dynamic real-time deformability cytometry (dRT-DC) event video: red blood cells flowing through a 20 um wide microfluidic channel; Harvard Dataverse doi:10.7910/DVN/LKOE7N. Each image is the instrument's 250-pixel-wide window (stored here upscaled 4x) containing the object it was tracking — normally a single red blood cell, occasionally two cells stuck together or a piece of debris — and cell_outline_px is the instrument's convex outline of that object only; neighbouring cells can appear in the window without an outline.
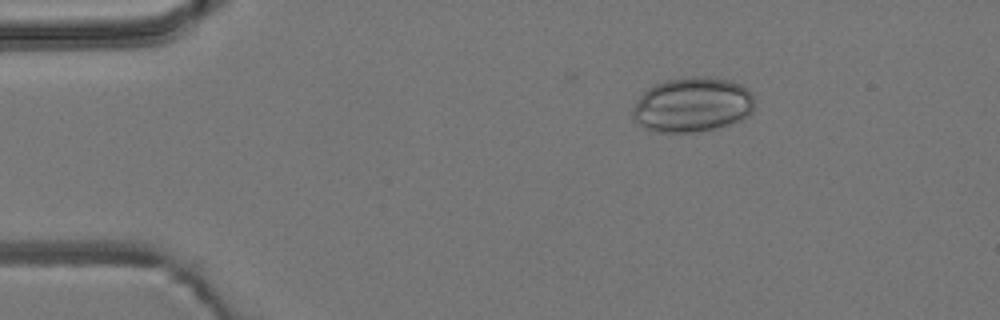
{"species": "common noctule bat (a hibernating species)", "species_latin": "Nyctalus noctula", "temperature_condition": "room temperature", "stored_images_in_passage": 4, "camera_frame_rate_fps": 3000, "um_per_image_px": 0.085, "animal": {"sex": "male", "body_mass_g": 19.2, "forearm_length_mm": 51.8}, "frame": {"image": 1, "passage_image": 2, "time_ms": 1.333, "image_size_px": [1000, 320], "cell_outline_px": [[752, 112], [748, 116], [732, 124], [716, 128], [696, 132], [656, 132], [640, 124], [632, 116], [632, 112], [640, 96], [648, 88], [656, 84], [668, 80], [692, 76], [708, 76], [728, 80], [740, 84], [748, 88], [752, 92]], "centroid_in_image_um": [58.89, 8.9], "position_along_channel_um": 26.1, "area_um2": 38.73}}